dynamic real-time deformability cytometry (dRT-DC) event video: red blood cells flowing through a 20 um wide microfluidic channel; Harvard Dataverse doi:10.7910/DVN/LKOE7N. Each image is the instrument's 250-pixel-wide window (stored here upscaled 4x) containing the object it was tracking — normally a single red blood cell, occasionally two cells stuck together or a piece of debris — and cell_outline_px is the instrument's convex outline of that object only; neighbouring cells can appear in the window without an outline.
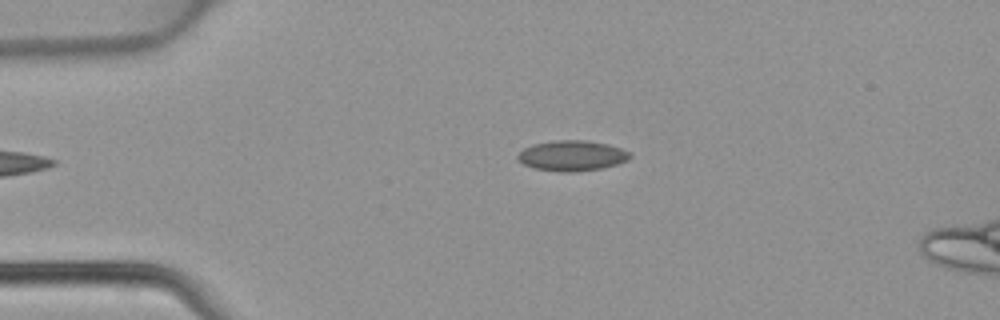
{"species": "common noctule bat (a hibernating species)", "species_latin": "Nyctalus noctula", "temperature_condition": "warm", "stored_images_in_passage": 2, "camera_frame_rate_fps": 3000, "um_per_image_px": 0.085, "animal": {"sex": "female", "body_mass_g": 22.7, "forearm_length_mm": 54.2}, "frame": {"image": 1, "passage_image": 2, "time_ms": 0.333, "image_size_px": [1000, 320], "cell_outline_px": [[632, 156], [628, 160], [616, 164], [600, 168], [572, 172], [560, 172], [536, 168], [524, 164], [516, 156], [524, 148], [532, 144], [556, 140], [584, 140], [608, 144], [620, 148], [628, 152]], "centroid_in_image_um": [48.62, 13.22], "position_along_channel_um": 36.4, "area_um2": 19.65}}